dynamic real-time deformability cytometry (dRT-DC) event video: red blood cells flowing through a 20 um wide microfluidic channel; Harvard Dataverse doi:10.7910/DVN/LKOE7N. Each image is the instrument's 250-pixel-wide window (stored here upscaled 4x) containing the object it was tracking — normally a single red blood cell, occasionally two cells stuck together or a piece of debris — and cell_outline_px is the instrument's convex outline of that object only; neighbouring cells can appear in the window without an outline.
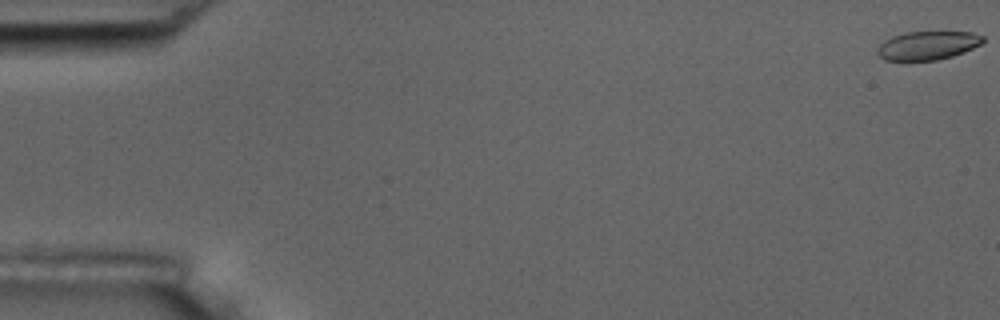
{"species": "common noctule bat (a hibernating species)", "species_latin": "Nyctalus noctula", "temperature_condition": "room temperature", "stored_images_in_passage": 7, "camera_frame_rate_fps": 3000, "um_per_image_px": 0.085, "animal": {"sex": "male", "body_mass_g": 17.5, "forearm_length_mm": 52.3}, "frame": {"image": 1, "passage_image": 1, "time_ms": 0.0, "image_size_px": [1000, 320], "cell_outline_px": [[984, 40], [980, 44], [964, 52], [952, 56], [936, 60], [908, 64], [904, 64], [884, 60], [876, 52], [880, 44], [884, 40], [892, 36], [904, 32], [972, 32], [984, 36]], "centroid_in_image_um": [78.77, 3.92], "position_along_channel_um": 6.2, "area_um2": 18.32}}